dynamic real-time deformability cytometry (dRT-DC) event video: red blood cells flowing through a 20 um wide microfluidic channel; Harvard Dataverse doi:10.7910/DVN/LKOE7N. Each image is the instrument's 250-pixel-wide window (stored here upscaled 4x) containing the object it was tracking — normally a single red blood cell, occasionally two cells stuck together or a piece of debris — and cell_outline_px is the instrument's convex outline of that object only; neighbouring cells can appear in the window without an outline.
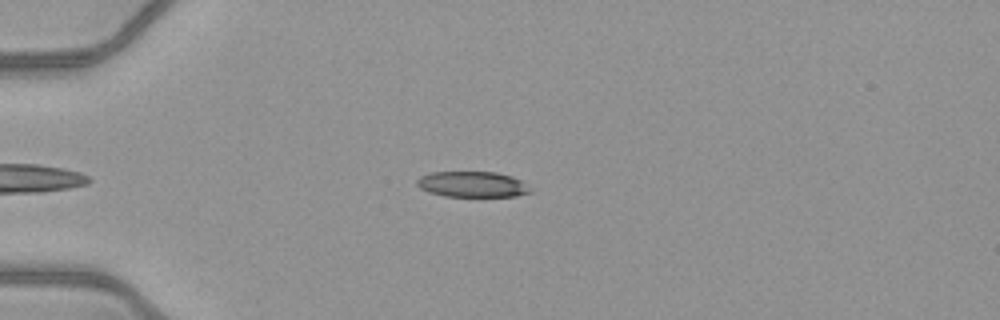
{"species": "common noctule bat (a hibernating species)", "species_latin": "Nyctalus noctula", "temperature_condition": "warm", "stored_images_in_passage": 44, "camera_frame_rate_fps": 3000, "um_per_image_px": 0.085, "animal": {"sex": "female", "body_mass_g": 21.9}, "frame": {"image": 1, "passage_image": 13, "time_ms": 4.0, "image_size_px": [1000, 320], "cell_outline_px": [[532, 192], [516, 196], [444, 196], [428, 192], [420, 188], [416, 184], [416, 180], [420, 176], [432, 172], [496, 172], [512, 176], [520, 180]], "centroid_in_image_um": [40.1, 15.66], "position_along_channel_um": 44.9, "area_um2": 16.88}}
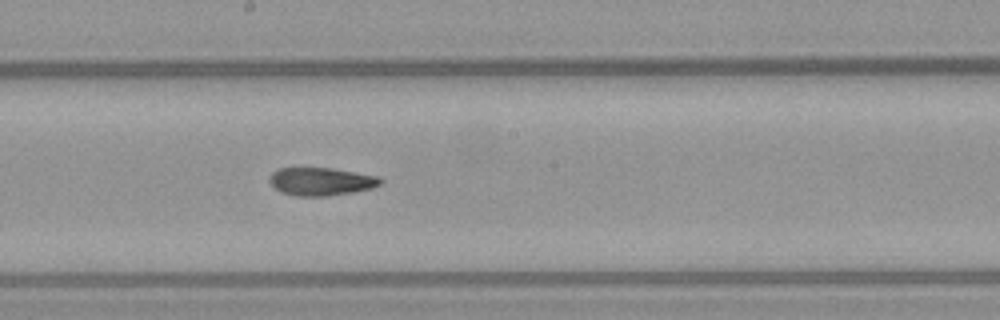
{"frame": {"image": 2, "passage_image": 28, "time_ms": 9.0, "image_size_px": [1000, 320], "cell_outline_px": [[384, 180], [380, 184], [372, 188], [352, 192], [328, 196], [296, 196], [280, 192], [268, 180], [268, 176], [272, 172], [280, 168], [332, 168], [380, 176]], "centroid_in_image_um": [27.3, 15.42], "position_along_channel_um": 220.9, "area_um2": 18.21}}
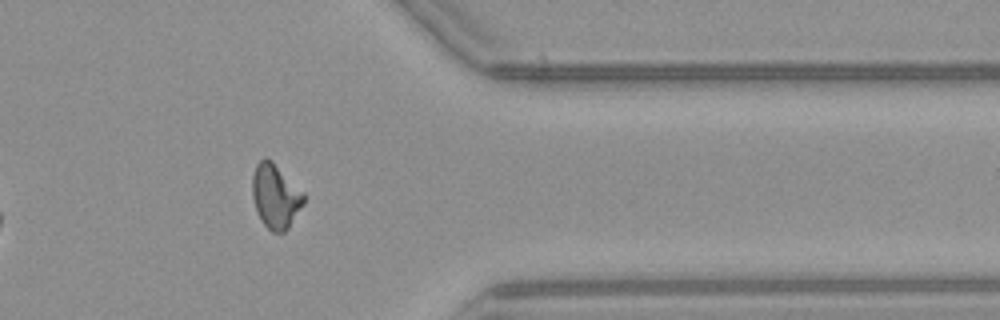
{"frame": {"image": 3, "passage_image": 41, "time_ms": 13.333, "image_size_px": [1000, 320], "cell_outline_px": [[304, 204], [288, 228], [284, 232], [272, 232], [260, 220], [256, 212], [252, 196], [252, 176], [256, 164], [264, 156], [272, 160], [304, 192]], "centroid_in_image_um": [23.4, 16.66], "position_along_channel_um": 388.0, "area_um2": 19.48}, "authors_computed_cell_mechanics": {"area_um2": 18.3515, "velocity_mm_per_s": 4.112, "shape_relaxation_time_tau1_ms": null, "shape_relaxation_time_tau2_ms": 2.052, "deformation_change_tau1": null, "deformation_change_tau2": 0.0984}}